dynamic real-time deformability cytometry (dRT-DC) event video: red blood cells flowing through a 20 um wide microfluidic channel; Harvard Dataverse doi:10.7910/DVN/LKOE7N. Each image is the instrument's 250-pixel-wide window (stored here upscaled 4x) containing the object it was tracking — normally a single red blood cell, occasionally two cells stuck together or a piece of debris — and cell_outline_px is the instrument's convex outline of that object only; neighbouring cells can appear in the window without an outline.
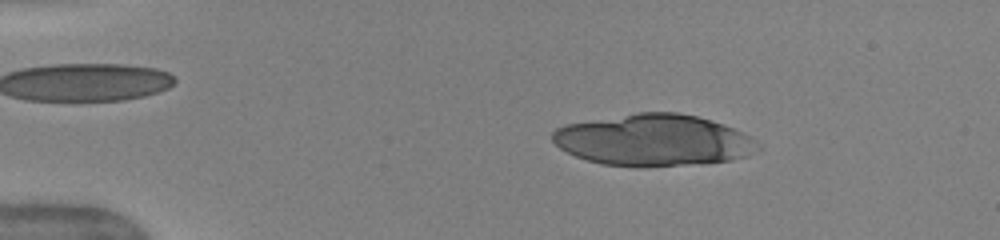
{"species": "human", "species_latin": "Homo sapiens", "temperature_condition": "warm", "stored_images_in_passage": 37, "camera_frame_rate_fps": 3000, "um_per_image_px": 0.085, "donor": {"sex": "female"}, "frame": {"image": 1, "passage_image": 9, "time_ms": 2.667, "image_size_px": [1000, 240], "cell_outline_px": [[760, 148], [756, 152], [748, 156], [732, 160], [640, 168], [604, 164], [588, 160], [576, 156], [560, 148], [552, 140], [552, 132], [556, 128], [564, 124], [636, 112], [676, 112], [696, 116], [712, 120], [724, 124], [756, 140], [760, 144]], "centroid_in_image_um": [55.54, 11.91], "position_along_channel_um": 29.5, "area_um2": 61.9}}